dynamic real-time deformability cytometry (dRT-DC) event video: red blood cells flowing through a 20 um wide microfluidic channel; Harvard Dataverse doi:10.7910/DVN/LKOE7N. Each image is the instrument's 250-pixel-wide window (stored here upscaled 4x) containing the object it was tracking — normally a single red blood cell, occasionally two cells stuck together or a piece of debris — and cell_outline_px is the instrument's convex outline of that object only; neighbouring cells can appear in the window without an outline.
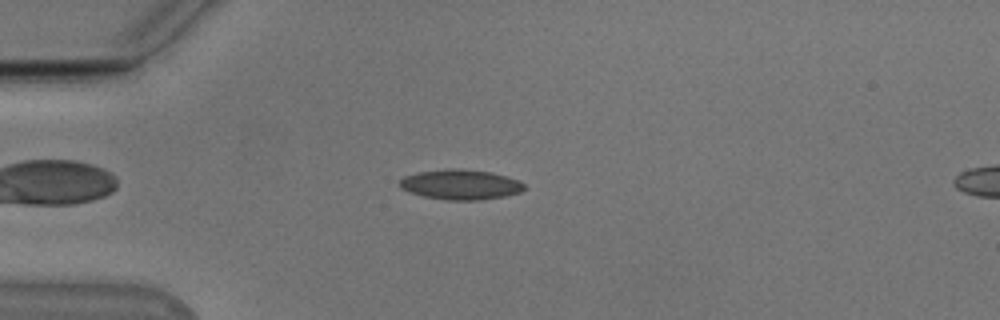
{"species": "Egyptian fruit bat (a non-hibernating species)", "species_latin": "Rousettus aegyptiacus", "temperature_condition": "cold", "stored_images_in_passage": 48, "camera_frame_rate_fps": 3000, "um_per_image_px": 0.085, "animal": {"sex": "male"}, "frame": {"image": 1, "passage_image": 9, "time_ms": 2.667, "image_size_px": [1000, 320], "cell_outline_px": [[524, 188], [520, 192], [504, 196], [480, 200], [448, 200], [424, 196], [400, 188], [400, 180], [404, 176], [416, 172], [444, 168], [460, 168], [492, 172], [508, 176], [524, 184]], "centroid_in_image_um": [39.14, 15.67], "position_along_channel_um": 45.9, "area_um2": 21.85}}
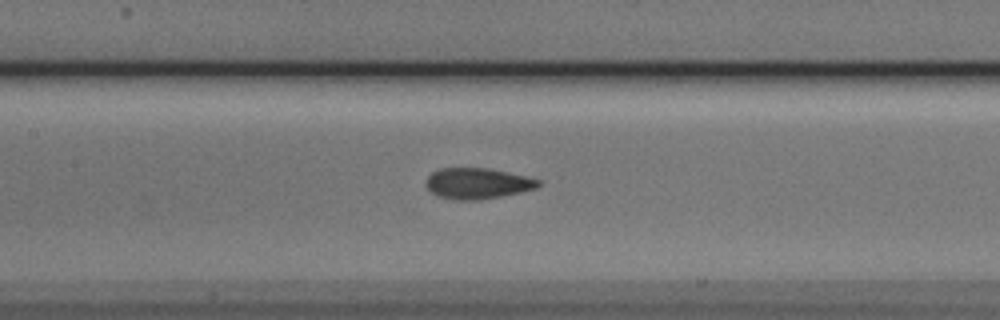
{"frame": {"image": 2, "passage_image": 20, "time_ms": 6.333, "image_size_px": [1000, 320], "cell_outline_px": [[540, 184], [536, 188], [520, 192], [500, 196], [476, 200], [456, 200], [436, 196], [424, 184], [424, 180], [432, 172], [440, 168], [488, 168], [524, 176], [540, 180]], "centroid_in_image_um": [40.52, 15.59], "position_along_channel_um": 166.9, "area_um2": 20.11}}
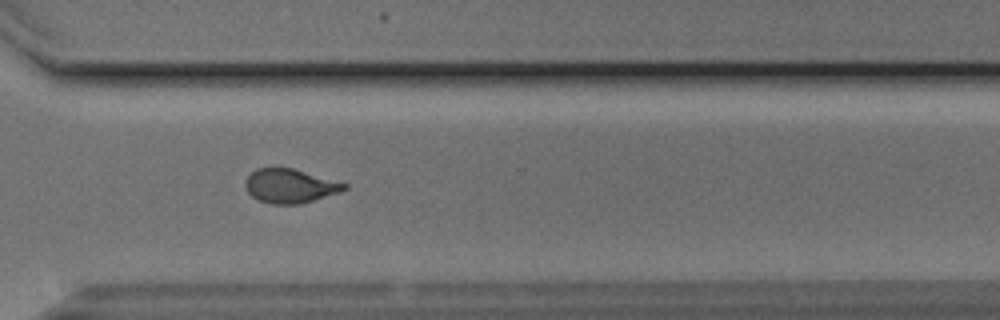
{"frame": {"image": 3, "passage_image": 34, "time_ms": 11.0, "image_size_px": [1000, 320], "cell_outline_px": [[348, 188], [340, 192], [300, 204], [272, 204], [260, 200], [252, 196], [248, 192], [244, 184], [244, 180], [256, 168], [292, 168], [348, 184]], "centroid_in_image_um": [24.64, 15.8], "position_along_channel_um": 346.0, "area_um2": 19.48}, "authors_computed_cell_mechanics": {"area_um2": 20.2589, "velocity_mm_per_s": 3.8462, "shape_relaxation_time_tau1_ms": 4.3814, "shape_relaxation_time_tau2_ms": 1.3134, "deformation_change_tau1": 0.1395, "deformation_change_tau2": 0.0709}}